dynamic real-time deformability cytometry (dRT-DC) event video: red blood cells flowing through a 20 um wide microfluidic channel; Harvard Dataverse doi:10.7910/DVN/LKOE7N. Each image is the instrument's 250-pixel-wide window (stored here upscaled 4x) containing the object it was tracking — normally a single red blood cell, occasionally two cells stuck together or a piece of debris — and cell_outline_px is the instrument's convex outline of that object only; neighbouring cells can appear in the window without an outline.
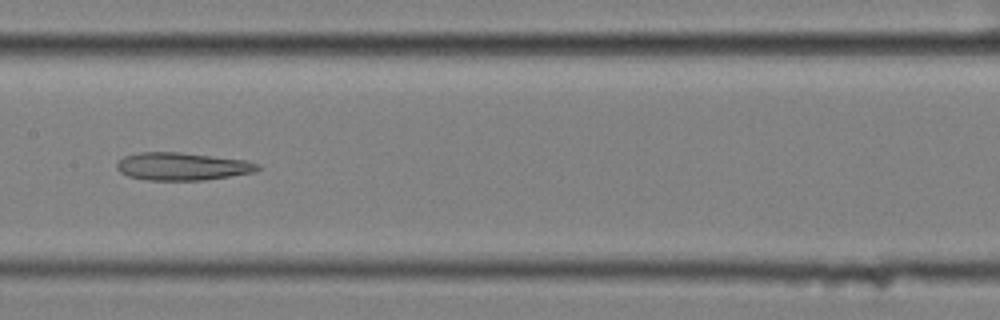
{"species": "common noctule bat (a hibernating species)", "species_latin": "Nyctalus noctula", "temperature_condition": "cold", "stored_images_in_passage": 40, "camera_frame_rate_fps": 3000, "um_per_image_px": 0.085, "animal": {"sex": "female", "body_mass_g": 25.1}, "frame": {"image": 1, "passage_image": 12, "time_ms": 3.667, "image_size_px": [1000, 320], "cell_outline_px": [[260, 168], [256, 172], [204, 180], [148, 180], [128, 176], [120, 172], [116, 168], [116, 164], [124, 156], [140, 152], [180, 152], [244, 160], [260, 164]], "centroid_in_image_um": [15.49, 14.14], "position_along_channel_um": 191.9, "area_um2": 22.72}}
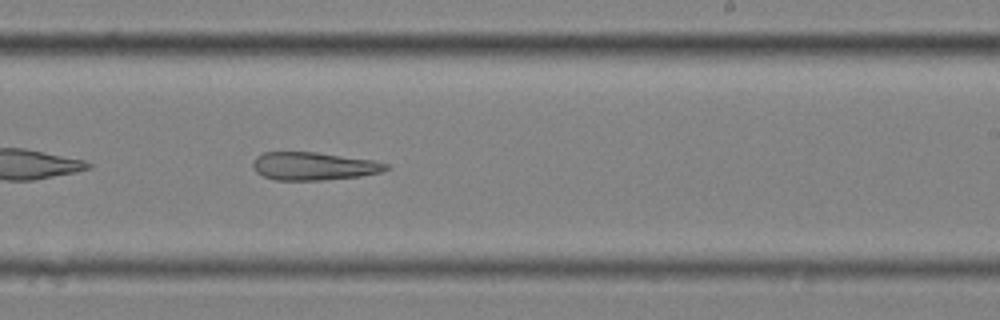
{"frame": {"image": 2, "passage_image": 18, "time_ms": 5.667, "image_size_px": [1000, 320], "cell_outline_px": [[392, 168], [380, 172], [360, 176], [320, 180], [276, 180], [264, 176], [256, 172], [252, 164], [256, 156], [264, 152], [316, 152], [372, 160], [388, 164]], "centroid_in_image_um": [26.66, 14.12], "position_along_channel_um": 262.3, "area_um2": 21.62}}
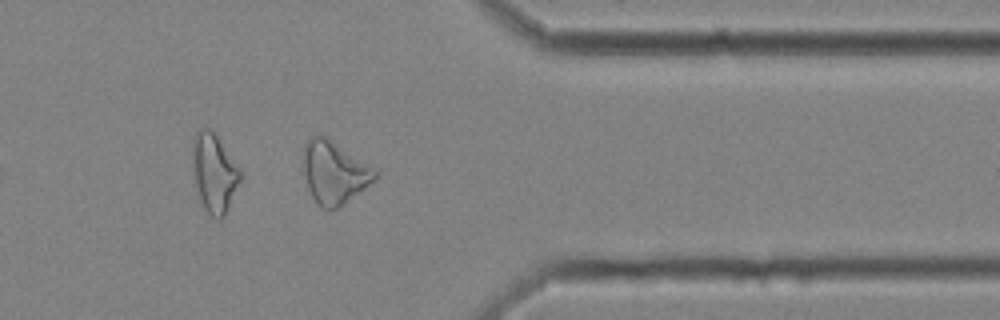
{"frame": {"image": 3, "passage_image": 29, "time_ms": 9.333, "image_size_px": [1000, 320], "cell_outline_px": [[380, 176], [364, 188], [336, 208], [320, 208], [316, 204], [308, 188], [304, 176], [304, 144], [312, 136], [324, 136], [380, 172]], "centroid_in_image_um": [28.4, 14.67], "position_along_channel_um": 383.0, "area_um2": 25.49}}